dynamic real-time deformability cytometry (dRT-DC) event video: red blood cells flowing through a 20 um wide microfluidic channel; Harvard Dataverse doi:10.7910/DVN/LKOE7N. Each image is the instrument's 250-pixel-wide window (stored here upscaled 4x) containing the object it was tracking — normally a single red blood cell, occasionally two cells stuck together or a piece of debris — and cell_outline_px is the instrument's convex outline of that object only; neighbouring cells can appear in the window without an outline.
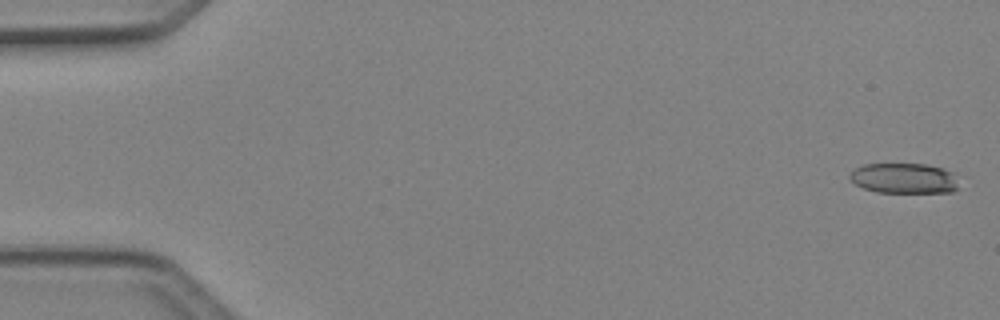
{"species": "Egyptian fruit bat (a non-hibernating species)", "species_latin": "Rousettus aegyptiacus", "temperature_condition": "cold", "stored_images_in_passage": 14, "camera_frame_rate_fps": 3000, "um_per_image_px": 0.085, "animal": {"sex": "female"}, "frame": {"image": 1, "passage_image": 1, "time_ms": 0.0, "image_size_px": [1000, 320], "cell_outline_px": [[956, 188], [952, 192], [876, 192], [864, 188], [856, 184], [848, 176], [856, 168], [864, 164], [924, 164], [944, 168], [952, 172]], "centroid_in_image_um": [76.81, 15.15], "position_along_channel_um": 8.2, "area_um2": 18.9}}
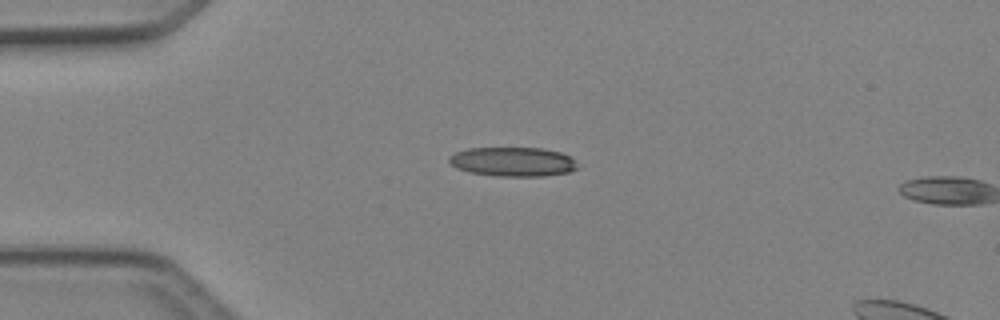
{"frame": {"image": 2, "passage_image": 12, "time_ms": 3.667, "image_size_px": [1000, 320], "cell_outline_px": [[580, 168], [568, 172], [544, 176], [496, 176], [468, 172], [456, 168], [448, 160], [448, 156], [456, 152], [468, 148], [540, 148], [560, 152], [572, 156]], "centroid_in_image_um": [43.61, 13.75], "position_along_channel_um": 41.4, "area_um2": 22.08}}